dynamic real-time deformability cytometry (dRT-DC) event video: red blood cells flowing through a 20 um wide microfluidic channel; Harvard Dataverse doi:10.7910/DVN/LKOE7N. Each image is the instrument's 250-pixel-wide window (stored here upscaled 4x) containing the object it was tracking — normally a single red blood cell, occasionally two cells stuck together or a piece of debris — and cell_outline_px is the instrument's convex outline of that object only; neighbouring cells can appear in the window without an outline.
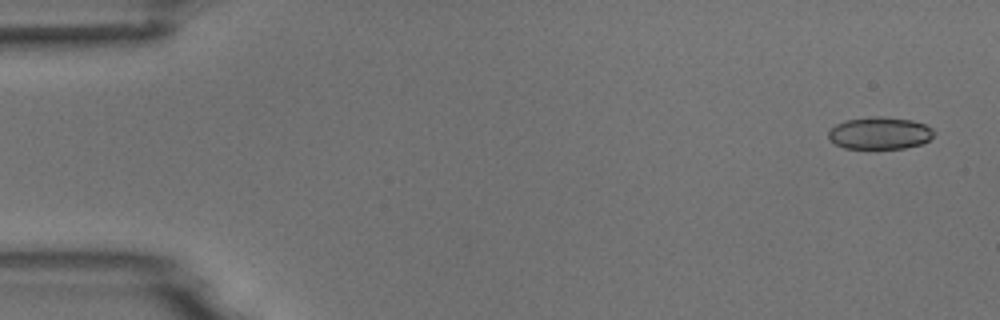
{"species": "common noctule bat (a hibernating species)", "species_latin": "Nyctalus noctula", "temperature_condition": "room temperature", "stored_images_in_passage": 7, "camera_frame_rate_fps": 3000, "um_per_image_px": 0.085, "animal": {"sex": "male", "body_mass_g": 18.8}, "frame": {"image": 1, "passage_image": 1, "time_ms": 0.0, "image_size_px": [1000, 320], "cell_outline_px": [[936, 132], [928, 140], [920, 144], [904, 148], [844, 148], [836, 144], [828, 136], [828, 132], [836, 124], [844, 120], [872, 116], [880, 116], [912, 120], [924, 124], [932, 128]], "centroid_in_image_um": [74.78, 11.3], "position_along_channel_um": 10.2, "area_um2": 19.71}}